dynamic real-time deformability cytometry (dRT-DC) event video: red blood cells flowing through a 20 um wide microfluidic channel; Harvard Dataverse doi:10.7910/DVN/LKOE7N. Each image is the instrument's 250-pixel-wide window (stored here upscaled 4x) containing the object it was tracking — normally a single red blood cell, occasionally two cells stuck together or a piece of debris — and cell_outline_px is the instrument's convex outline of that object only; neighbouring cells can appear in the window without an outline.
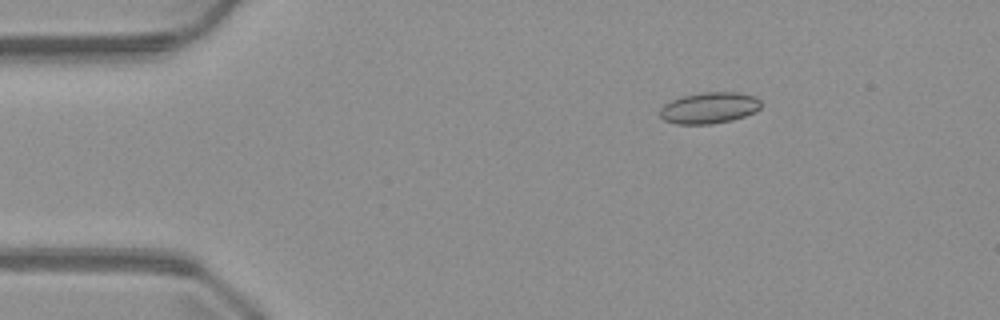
{"species": "common noctule bat (a hibernating species)", "species_latin": "Nyctalus noctula", "temperature_condition": "warm", "stored_images_in_passage": 45, "camera_frame_rate_fps": 3000, "um_per_image_px": 0.085, "animal": {"sex": "male", "body_mass_g": 23.1, "forearm_length_mm": 52.7}, "frame": {"image": 1, "passage_image": 2, "time_ms": 0.333, "image_size_px": [1000, 320], "cell_outline_px": [[760, 108], [756, 112], [732, 120], [712, 124], [676, 124], [664, 120], [660, 116], [660, 108], [664, 104], [680, 96], [700, 92], [736, 92], [756, 96], [760, 100]], "centroid_in_image_um": [60.28, 9.16], "position_along_channel_um": 24.7, "area_um2": 18.61}}
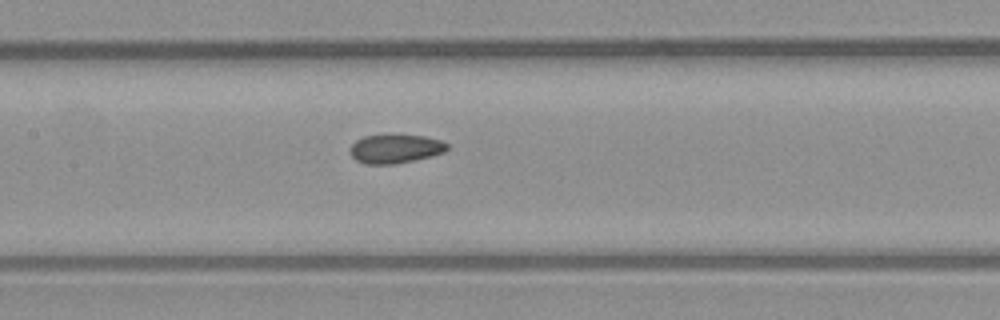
{"frame": {"image": 2, "passage_image": 18, "time_ms": 5.667, "image_size_px": [1000, 320], "cell_outline_px": [[448, 148], [444, 152], [432, 156], [396, 164], [364, 164], [356, 160], [348, 152], [352, 144], [356, 140], [364, 136], [424, 136], [440, 140], [448, 144]], "centroid_in_image_um": [33.58, 12.67], "position_along_channel_um": 173.8, "area_um2": 16.13}}
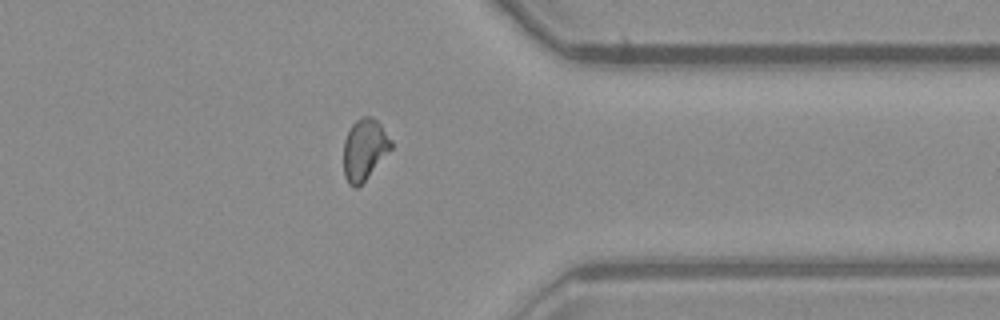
{"frame": {"image": 3, "passage_image": 34, "time_ms": 11.0, "image_size_px": [1000, 320], "cell_outline_px": [[392, 148], [368, 176], [356, 188], [348, 184], [344, 176], [344, 140], [352, 124], [360, 116], [372, 116], [380, 124], [392, 140]], "centroid_in_image_um": [30.97, 12.68], "position_along_channel_um": 380.4, "area_um2": 16.82}}